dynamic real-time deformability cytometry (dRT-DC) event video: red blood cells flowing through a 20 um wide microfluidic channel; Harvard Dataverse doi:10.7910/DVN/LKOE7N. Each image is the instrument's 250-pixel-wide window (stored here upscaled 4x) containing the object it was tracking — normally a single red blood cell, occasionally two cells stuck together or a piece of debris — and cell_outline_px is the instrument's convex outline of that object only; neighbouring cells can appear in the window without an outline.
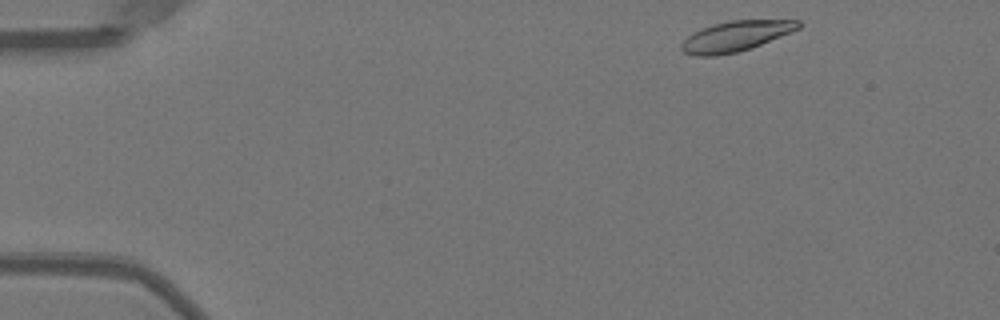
{"species": "Egyptian fruit bat (a non-hibernating species)", "species_latin": "Rousettus aegyptiacus", "temperature_condition": "warm", "stored_images_in_passage": 46, "camera_frame_rate_fps": 3000, "um_per_image_px": 0.085, "animal": {"sex": "female"}, "frame": {"image": 1, "passage_image": 1, "time_ms": 0.0, "image_size_px": [1000, 320], "cell_outline_px": [[804, 24], [800, 28], [792, 32], [752, 48], [736, 52], [716, 56], [696, 56], [684, 52], [680, 48], [680, 44], [692, 32], [716, 24], [732, 20], [800, 20]], "centroid_in_image_um": [62.57, 3.08], "position_along_channel_um": 22.4, "area_um2": 20.69}}
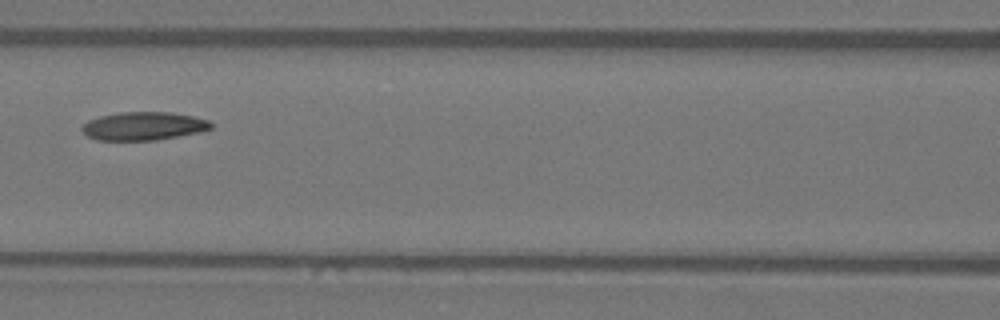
{"frame": {"image": 2, "passage_image": 18, "time_ms": 5.667, "image_size_px": [1000, 320], "cell_outline_px": [[212, 128], [200, 132], [156, 140], [96, 140], [88, 136], [80, 128], [88, 120], [100, 116], [120, 112], [172, 112], [192, 116], [208, 120], [212, 124]], "centroid_in_image_um": [12.2, 10.71], "position_along_channel_um": 154.4, "area_um2": 21.21}}
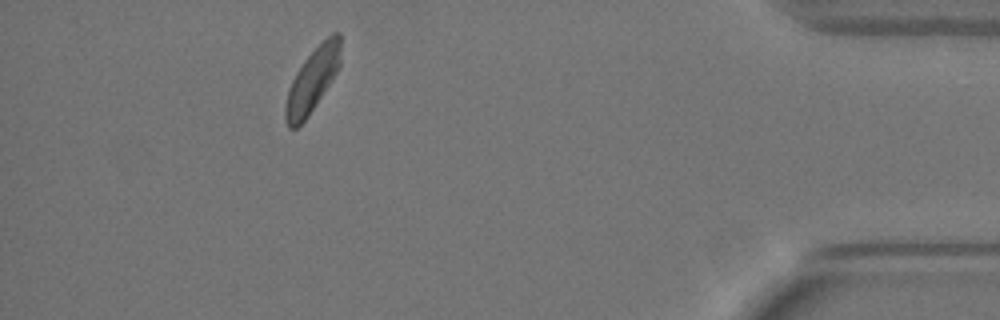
{"frame": {"image": 3, "passage_image": 41, "time_ms": 13.333, "image_size_px": [1000, 320], "cell_outline_px": [[340, 64], [332, 80], [308, 116], [296, 128], [288, 128], [284, 116], [284, 104], [288, 88], [296, 72], [304, 60], [332, 32], [340, 32]], "centroid_in_image_um": [26.52, 6.84], "position_along_channel_um": 408.7, "area_um2": 20.29}, "authors_computed_cell_mechanics": {"area_um2": 21.2704, "velocity_mm_per_s": 3.9636, "shape_relaxation_time_tau1_ms": 4.5272, "shape_relaxation_time_tau2_ms": 3.9569, "deformation_change_tau1": 0.1208, "deformation_change_tau2": 0.0905}}